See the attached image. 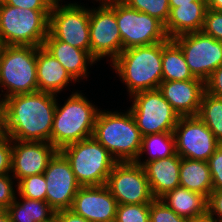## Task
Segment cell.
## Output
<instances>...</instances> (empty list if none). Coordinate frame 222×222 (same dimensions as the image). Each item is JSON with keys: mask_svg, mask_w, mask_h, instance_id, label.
I'll list each match as a JSON object with an SVG mask.
<instances>
[{"mask_svg": "<svg viewBox=\"0 0 222 222\" xmlns=\"http://www.w3.org/2000/svg\"><path fill=\"white\" fill-rule=\"evenodd\" d=\"M150 204L117 205L115 222H150Z\"/></svg>", "mask_w": 222, "mask_h": 222, "instance_id": "cell-31", "label": "cell"}, {"mask_svg": "<svg viewBox=\"0 0 222 222\" xmlns=\"http://www.w3.org/2000/svg\"><path fill=\"white\" fill-rule=\"evenodd\" d=\"M75 81L43 47H37V84L38 91L55 94L62 91L69 83Z\"/></svg>", "mask_w": 222, "mask_h": 222, "instance_id": "cell-22", "label": "cell"}, {"mask_svg": "<svg viewBox=\"0 0 222 222\" xmlns=\"http://www.w3.org/2000/svg\"><path fill=\"white\" fill-rule=\"evenodd\" d=\"M68 160L81 186L105 185L117 161L94 137L74 142L59 150Z\"/></svg>", "mask_w": 222, "mask_h": 222, "instance_id": "cell-6", "label": "cell"}, {"mask_svg": "<svg viewBox=\"0 0 222 222\" xmlns=\"http://www.w3.org/2000/svg\"><path fill=\"white\" fill-rule=\"evenodd\" d=\"M17 183V191L20 197L46 201L47 185L43 173L22 178Z\"/></svg>", "mask_w": 222, "mask_h": 222, "instance_id": "cell-30", "label": "cell"}, {"mask_svg": "<svg viewBox=\"0 0 222 222\" xmlns=\"http://www.w3.org/2000/svg\"><path fill=\"white\" fill-rule=\"evenodd\" d=\"M116 21L122 38V51L167 41L164 24L157 18L116 0Z\"/></svg>", "mask_w": 222, "mask_h": 222, "instance_id": "cell-9", "label": "cell"}, {"mask_svg": "<svg viewBox=\"0 0 222 222\" xmlns=\"http://www.w3.org/2000/svg\"><path fill=\"white\" fill-rule=\"evenodd\" d=\"M181 157L174 155L147 162L143 168L155 199L180 186L179 172Z\"/></svg>", "mask_w": 222, "mask_h": 222, "instance_id": "cell-20", "label": "cell"}, {"mask_svg": "<svg viewBox=\"0 0 222 222\" xmlns=\"http://www.w3.org/2000/svg\"><path fill=\"white\" fill-rule=\"evenodd\" d=\"M158 89L180 117L198 115L205 92L203 80L162 81Z\"/></svg>", "mask_w": 222, "mask_h": 222, "instance_id": "cell-18", "label": "cell"}, {"mask_svg": "<svg viewBox=\"0 0 222 222\" xmlns=\"http://www.w3.org/2000/svg\"><path fill=\"white\" fill-rule=\"evenodd\" d=\"M105 185L118 205L150 204L155 199L143 166L136 162H117Z\"/></svg>", "mask_w": 222, "mask_h": 222, "instance_id": "cell-12", "label": "cell"}, {"mask_svg": "<svg viewBox=\"0 0 222 222\" xmlns=\"http://www.w3.org/2000/svg\"><path fill=\"white\" fill-rule=\"evenodd\" d=\"M222 144V98L204 92L197 115Z\"/></svg>", "mask_w": 222, "mask_h": 222, "instance_id": "cell-28", "label": "cell"}, {"mask_svg": "<svg viewBox=\"0 0 222 222\" xmlns=\"http://www.w3.org/2000/svg\"><path fill=\"white\" fill-rule=\"evenodd\" d=\"M177 215L193 221L207 216V198L187 188L177 187L160 198Z\"/></svg>", "mask_w": 222, "mask_h": 222, "instance_id": "cell-23", "label": "cell"}, {"mask_svg": "<svg viewBox=\"0 0 222 222\" xmlns=\"http://www.w3.org/2000/svg\"><path fill=\"white\" fill-rule=\"evenodd\" d=\"M208 9L222 12V0H205Z\"/></svg>", "mask_w": 222, "mask_h": 222, "instance_id": "cell-41", "label": "cell"}, {"mask_svg": "<svg viewBox=\"0 0 222 222\" xmlns=\"http://www.w3.org/2000/svg\"><path fill=\"white\" fill-rule=\"evenodd\" d=\"M56 96L37 91L1 99V132L12 140L51 143Z\"/></svg>", "mask_w": 222, "mask_h": 222, "instance_id": "cell-1", "label": "cell"}, {"mask_svg": "<svg viewBox=\"0 0 222 222\" xmlns=\"http://www.w3.org/2000/svg\"><path fill=\"white\" fill-rule=\"evenodd\" d=\"M60 0H44V2L50 7V8H54V7H58L59 6V2Z\"/></svg>", "mask_w": 222, "mask_h": 222, "instance_id": "cell-45", "label": "cell"}, {"mask_svg": "<svg viewBox=\"0 0 222 222\" xmlns=\"http://www.w3.org/2000/svg\"><path fill=\"white\" fill-rule=\"evenodd\" d=\"M0 133H1V108H0Z\"/></svg>", "mask_w": 222, "mask_h": 222, "instance_id": "cell-46", "label": "cell"}, {"mask_svg": "<svg viewBox=\"0 0 222 222\" xmlns=\"http://www.w3.org/2000/svg\"><path fill=\"white\" fill-rule=\"evenodd\" d=\"M12 143V176L22 178L44 173L50 159L58 151L50 142L18 141Z\"/></svg>", "mask_w": 222, "mask_h": 222, "instance_id": "cell-17", "label": "cell"}, {"mask_svg": "<svg viewBox=\"0 0 222 222\" xmlns=\"http://www.w3.org/2000/svg\"><path fill=\"white\" fill-rule=\"evenodd\" d=\"M132 113L142 137L156 133H173L180 116L159 89L144 90L131 95Z\"/></svg>", "mask_w": 222, "mask_h": 222, "instance_id": "cell-8", "label": "cell"}, {"mask_svg": "<svg viewBox=\"0 0 222 222\" xmlns=\"http://www.w3.org/2000/svg\"><path fill=\"white\" fill-rule=\"evenodd\" d=\"M194 79L180 46L173 39L162 42V81Z\"/></svg>", "mask_w": 222, "mask_h": 222, "instance_id": "cell-25", "label": "cell"}, {"mask_svg": "<svg viewBox=\"0 0 222 222\" xmlns=\"http://www.w3.org/2000/svg\"><path fill=\"white\" fill-rule=\"evenodd\" d=\"M42 47L59 61L75 82L79 78L83 79L88 76V64L96 63V60L86 50L56 40L50 33H48Z\"/></svg>", "mask_w": 222, "mask_h": 222, "instance_id": "cell-19", "label": "cell"}, {"mask_svg": "<svg viewBox=\"0 0 222 222\" xmlns=\"http://www.w3.org/2000/svg\"><path fill=\"white\" fill-rule=\"evenodd\" d=\"M202 31L222 42V12L207 9Z\"/></svg>", "mask_w": 222, "mask_h": 222, "instance_id": "cell-33", "label": "cell"}, {"mask_svg": "<svg viewBox=\"0 0 222 222\" xmlns=\"http://www.w3.org/2000/svg\"><path fill=\"white\" fill-rule=\"evenodd\" d=\"M93 137L117 162H136L142 146V135L132 113L103 110L98 112Z\"/></svg>", "mask_w": 222, "mask_h": 222, "instance_id": "cell-2", "label": "cell"}, {"mask_svg": "<svg viewBox=\"0 0 222 222\" xmlns=\"http://www.w3.org/2000/svg\"><path fill=\"white\" fill-rule=\"evenodd\" d=\"M0 222H12L7 210H0Z\"/></svg>", "mask_w": 222, "mask_h": 222, "instance_id": "cell-43", "label": "cell"}, {"mask_svg": "<svg viewBox=\"0 0 222 222\" xmlns=\"http://www.w3.org/2000/svg\"><path fill=\"white\" fill-rule=\"evenodd\" d=\"M129 7L146 13L152 17L157 18L164 25L166 24L169 14L170 6L169 0H122Z\"/></svg>", "mask_w": 222, "mask_h": 222, "instance_id": "cell-29", "label": "cell"}, {"mask_svg": "<svg viewBox=\"0 0 222 222\" xmlns=\"http://www.w3.org/2000/svg\"><path fill=\"white\" fill-rule=\"evenodd\" d=\"M213 190H222V144L208 160Z\"/></svg>", "mask_w": 222, "mask_h": 222, "instance_id": "cell-35", "label": "cell"}, {"mask_svg": "<svg viewBox=\"0 0 222 222\" xmlns=\"http://www.w3.org/2000/svg\"><path fill=\"white\" fill-rule=\"evenodd\" d=\"M179 182L180 187L200 193L208 199L213 191L208 161L181 158Z\"/></svg>", "mask_w": 222, "mask_h": 222, "instance_id": "cell-24", "label": "cell"}, {"mask_svg": "<svg viewBox=\"0 0 222 222\" xmlns=\"http://www.w3.org/2000/svg\"><path fill=\"white\" fill-rule=\"evenodd\" d=\"M3 3L32 10H51L44 0H1Z\"/></svg>", "mask_w": 222, "mask_h": 222, "instance_id": "cell-39", "label": "cell"}, {"mask_svg": "<svg viewBox=\"0 0 222 222\" xmlns=\"http://www.w3.org/2000/svg\"><path fill=\"white\" fill-rule=\"evenodd\" d=\"M193 1H205V0H169L170 8L179 7L180 5L191 4Z\"/></svg>", "mask_w": 222, "mask_h": 222, "instance_id": "cell-42", "label": "cell"}, {"mask_svg": "<svg viewBox=\"0 0 222 222\" xmlns=\"http://www.w3.org/2000/svg\"><path fill=\"white\" fill-rule=\"evenodd\" d=\"M148 151V159L143 163L141 157L136 160V163L144 166L147 162L170 157L176 153L175 139L173 133H156L142 137V146L139 156Z\"/></svg>", "mask_w": 222, "mask_h": 222, "instance_id": "cell-27", "label": "cell"}, {"mask_svg": "<svg viewBox=\"0 0 222 222\" xmlns=\"http://www.w3.org/2000/svg\"><path fill=\"white\" fill-rule=\"evenodd\" d=\"M90 10V55L96 60L109 56L113 62L122 52V38L116 21V0H102Z\"/></svg>", "mask_w": 222, "mask_h": 222, "instance_id": "cell-10", "label": "cell"}, {"mask_svg": "<svg viewBox=\"0 0 222 222\" xmlns=\"http://www.w3.org/2000/svg\"><path fill=\"white\" fill-rule=\"evenodd\" d=\"M129 95L158 89L162 82V42L124 49L112 62Z\"/></svg>", "mask_w": 222, "mask_h": 222, "instance_id": "cell-3", "label": "cell"}, {"mask_svg": "<svg viewBox=\"0 0 222 222\" xmlns=\"http://www.w3.org/2000/svg\"><path fill=\"white\" fill-rule=\"evenodd\" d=\"M54 222H90L70 209L56 211Z\"/></svg>", "mask_w": 222, "mask_h": 222, "instance_id": "cell-40", "label": "cell"}, {"mask_svg": "<svg viewBox=\"0 0 222 222\" xmlns=\"http://www.w3.org/2000/svg\"><path fill=\"white\" fill-rule=\"evenodd\" d=\"M90 9L77 3L51 8L49 33L56 39L90 54Z\"/></svg>", "mask_w": 222, "mask_h": 222, "instance_id": "cell-13", "label": "cell"}, {"mask_svg": "<svg viewBox=\"0 0 222 222\" xmlns=\"http://www.w3.org/2000/svg\"><path fill=\"white\" fill-rule=\"evenodd\" d=\"M12 178L9 174L0 176V210H6L15 200Z\"/></svg>", "mask_w": 222, "mask_h": 222, "instance_id": "cell-36", "label": "cell"}, {"mask_svg": "<svg viewBox=\"0 0 222 222\" xmlns=\"http://www.w3.org/2000/svg\"><path fill=\"white\" fill-rule=\"evenodd\" d=\"M205 92L214 97L222 98V65L205 81Z\"/></svg>", "mask_w": 222, "mask_h": 222, "instance_id": "cell-38", "label": "cell"}, {"mask_svg": "<svg viewBox=\"0 0 222 222\" xmlns=\"http://www.w3.org/2000/svg\"><path fill=\"white\" fill-rule=\"evenodd\" d=\"M207 215L222 222V190H213L207 200ZM217 215L218 218H215Z\"/></svg>", "mask_w": 222, "mask_h": 222, "instance_id": "cell-37", "label": "cell"}, {"mask_svg": "<svg viewBox=\"0 0 222 222\" xmlns=\"http://www.w3.org/2000/svg\"><path fill=\"white\" fill-rule=\"evenodd\" d=\"M12 142L13 140L9 136L0 133V176L11 172Z\"/></svg>", "mask_w": 222, "mask_h": 222, "instance_id": "cell-34", "label": "cell"}, {"mask_svg": "<svg viewBox=\"0 0 222 222\" xmlns=\"http://www.w3.org/2000/svg\"><path fill=\"white\" fill-rule=\"evenodd\" d=\"M173 40L180 46L195 78L205 82L222 65V42L203 31L178 35Z\"/></svg>", "mask_w": 222, "mask_h": 222, "instance_id": "cell-11", "label": "cell"}, {"mask_svg": "<svg viewBox=\"0 0 222 222\" xmlns=\"http://www.w3.org/2000/svg\"><path fill=\"white\" fill-rule=\"evenodd\" d=\"M99 109L81 93L74 92L60 108L58 102L51 130V144L57 149L93 137Z\"/></svg>", "mask_w": 222, "mask_h": 222, "instance_id": "cell-4", "label": "cell"}, {"mask_svg": "<svg viewBox=\"0 0 222 222\" xmlns=\"http://www.w3.org/2000/svg\"><path fill=\"white\" fill-rule=\"evenodd\" d=\"M189 222H218L216 219L211 218L210 216H205L203 218H199Z\"/></svg>", "mask_w": 222, "mask_h": 222, "instance_id": "cell-44", "label": "cell"}, {"mask_svg": "<svg viewBox=\"0 0 222 222\" xmlns=\"http://www.w3.org/2000/svg\"><path fill=\"white\" fill-rule=\"evenodd\" d=\"M150 222H189L186 218L177 215L161 199H154L150 203Z\"/></svg>", "mask_w": 222, "mask_h": 222, "instance_id": "cell-32", "label": "cell"}, {"mask_svg": "<svg viewBox=\"0 0 222 222\" xmlns=\"http://www.w3.org/2000/svg\"><path fill=\"white\" fill-rule=\"evenodd\" d=\"M46 179V201L55 210L70 209L81 185L66 159L58 150L44 171Z\"/></svg>", "mask_w": 222, "mask_h": 222, "instance_id": "cell-15", "label": "cell"}, {"mask_svg": "<svg viewBox=\"0 0 222 222\" xmlns=\"http://www.w3.org/2000/svg\"><path fill=\"white\" fill-rule=\"evenodd\" d=\"M0 87L7 92L4 99L38 91L37 47L1 46Z\"/></svg>", "mask_w": 222, "mask_h": 222, "instance_id": "cell-7", "label": "cell"}, {"mask_svg": "<svg viewBox=\"0 0 222 222\" xmlns=\"http://www.w3.org/2000/svg\"><path fill=\"white\" fill-rule=\"evenodd\" d=\"M50 12L11 6L0 0L1 45L42 47L49 33Z\"/></svg>", "mask_w": 222, "mask_h": 222, "instance_id": "cell-5", "label": "cell"}, {"mask_svg": "<svg viewBox=\"0 0 222 222\" xmlns=\"http://www.w3.org/2000/svg\"><path fill=\"white\" fill-rule=\"evenodd\" d=\"M117 205L106 185L81 186L70 210L90 222H115Z\"/></svg>", "mask_w": 222, "mask_h": 222, "instance_id": "cell-16", "label": "cell"}, {"mask_svg": "<svg viewBox=\"0 0 222 222\" xmlns=\"http://www.w3.org/2000/svg\"><path fill=\"white\" fill-rule=\"evenodd\" d=\"M207 9L206 1H193L191 4L170 8L169 18L164 25L168 38L202 31Z\"/></svg>", "mask_w": 222, "mask_h": 222, "instance_id": "cell-21", "label": "cell"}, {"mask_svg": "<svg viewBox=\"0 0 222 222\" xmlns=\"http://www.w3.org/2000/svg\"><path fill=\"white\" fill-rule=\"evenodd\" d=\"M176 153L181 158L208 161L221 145L198 116H182L173 130Z\"/></svg>", "mask_w": 222, "mask_h": 222, "instance_id": "cell-14", "label": "cell"}, {"mask_svg": "<svg viewBox=\"0 0 222 222\" xmlns=\"http://www.w3.org/2000/svg\"><path fill=\"white\" fill-rule=\"evenodd\" d=\"M21 198L22 203L15 198L6 209L12 222H54L56 211L47 201Z\"/></svg>", "mask_w": 222, "mask_h": 222, "instance_id": "cell-26", "label": "cell"}]
</instances>
